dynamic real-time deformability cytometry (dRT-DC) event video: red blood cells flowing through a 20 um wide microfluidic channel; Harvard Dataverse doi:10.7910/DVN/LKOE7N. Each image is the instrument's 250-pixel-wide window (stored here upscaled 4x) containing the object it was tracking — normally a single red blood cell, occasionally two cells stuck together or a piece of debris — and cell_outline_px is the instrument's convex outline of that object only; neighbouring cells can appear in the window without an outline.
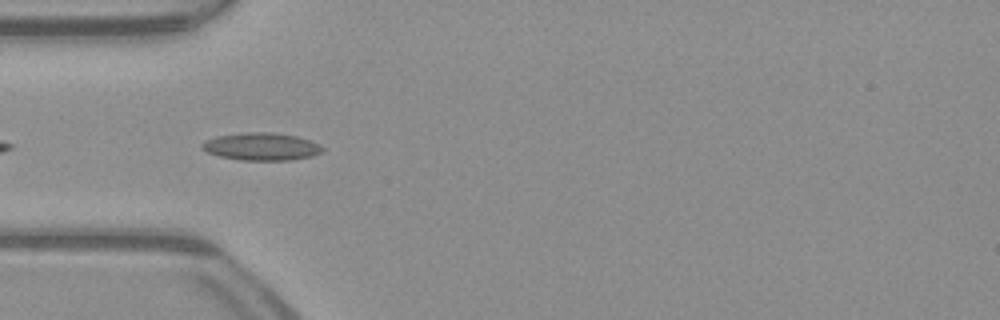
{"species": "common noctule bat (a hibernating species)", "species_latin": "Nyctalus noctula", "temperature_condition": "warm", "stored_images_in_passage": 12, "camera_frame_rate_fps": 3000, "um_per_image_px": 0.085, "animal": {"sex": "male", "body_mass_g": 23.1, "forearm_length_mm": 52.7}, "frame": {"image": 1, "passage_image": 3, "time_ms": 0.667, "image_size_px": [1000, 320], "cell_outline_px": [[324, 152], [312, 156], [292, 160], [240, 160], [220, 156], [208, 152], [200, 148], [200, 144], [204, 140], [216, 136], [244, 132], [272, 132], [296, 136], [308, 140], [324, 148]], "centroid_in_image_um": [22.18, 12.46], "position_along_channel_um": 62.8, "area_um2": 19.42}}
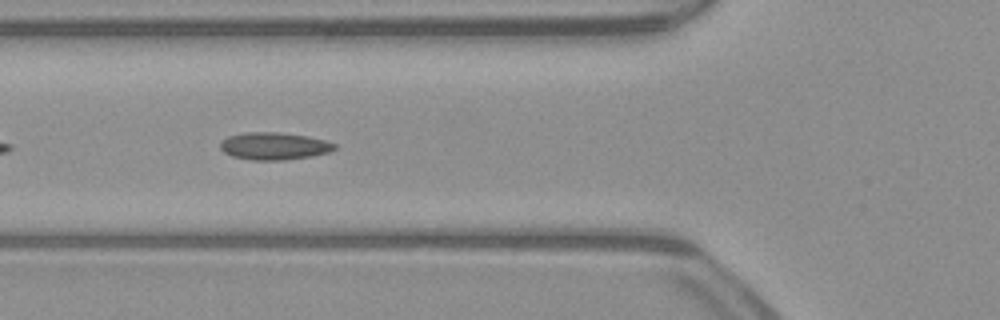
{"frame": {"image": 2, "passage_image": 6, "time_ms": 1.667, "image_size_px": [1000, 320], "cell_outline_px": [[336, 148], [328, 152], [312, 156], [284, 160], [252, 160], [232, 156], [224, 152], [220, 148], [220, 144], [228, 136], [244, 132], [276, 132], [308, 136], [324, 140], [336, 144]], "centroid_in_image_um": [23.29, 12.41], "position_along_channel_um": 102.5, "area_um2": 18.15}}
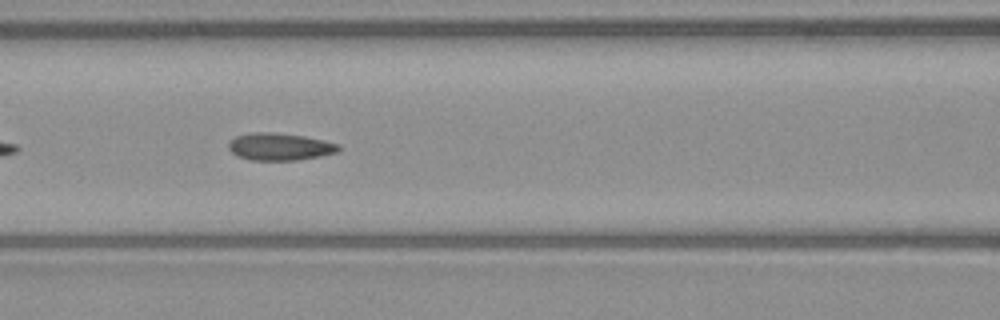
{"frame": {"image": 3, "passage_image": 9, "time_ms": 2.667, "image_size_px": [1000, 320], "cell_outline_px": [[340, 152], [320, 156], [296, 160], [248, 160], [236, 156], [228, 148], [228, 140], [236, 136], [252, 132], [272, 132], [304, 136], [324, 140], [340, 144]], "centroid_in_image_um": [23.77, 12.47], "position_along_channel_um": 142.8, "area_um2": 17.74}}